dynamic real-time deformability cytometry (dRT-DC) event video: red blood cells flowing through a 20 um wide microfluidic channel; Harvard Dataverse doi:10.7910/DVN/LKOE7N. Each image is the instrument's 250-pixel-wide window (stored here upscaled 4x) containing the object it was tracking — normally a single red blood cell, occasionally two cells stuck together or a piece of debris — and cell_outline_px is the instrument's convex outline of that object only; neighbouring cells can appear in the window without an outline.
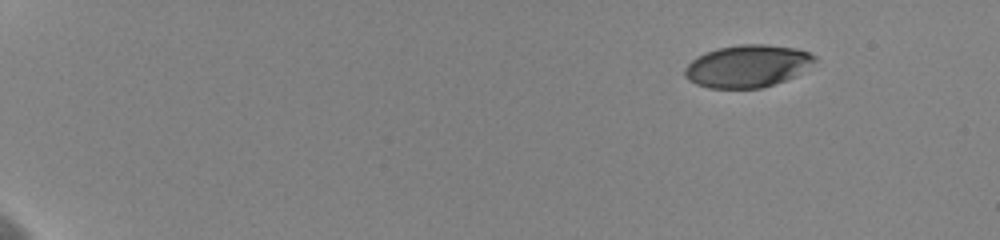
{"species": "human", "species_latin": "Homo sapiens", "temperature_condition": "cold", "stored_images_in_passage": 19, "camera_frame_rate_fps": 3000, "um_per_image_px": 0.085, "donor": {"sex": "female"}, "frame": {"image": 1, "passage_image": 2, "time_ms": 0.667, "image_size_px": [1000, 240], "cell_outline_px": [[816, 60], [796, 76], [760, 88], [708, 88], [696, 84], [688, 80], [684, 76], [684, 68], [692, 60], [716, 48], [740, 44], [764, 44], [796, 48], [808, 52], [816, 56]], "centroid_in_image_um": [63.52, 5.62], "position_along_channel_um": 21.5, "area_um2": 31.91}}
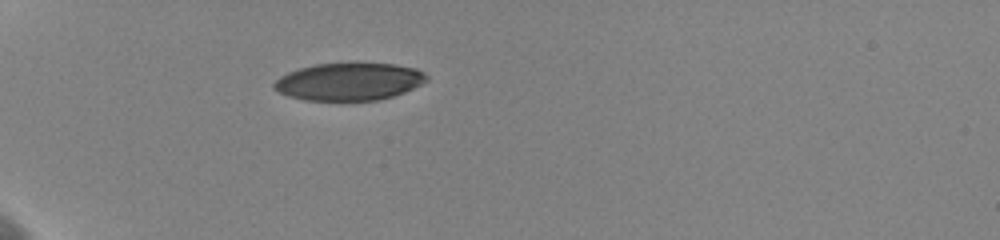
{"frame": {"image": 2, "passage_image": 8, "time_ms": 5.0, "image_size_px": [1000, 240], "cell_outline_px": [[428, 80], [404, 92], [392, 96], [376, 100], [304, 100], [288, 96], [272, 88], [272, 84], [280, 76], [288, 72], [300, 68], [316, 64], [392, 64], [416, 68], [424, 72], [428, 76]], "centroid_in_image_um": [29.65, 6.94], "position_along_channel_um": 55.3, "area_um2": 33.0}}
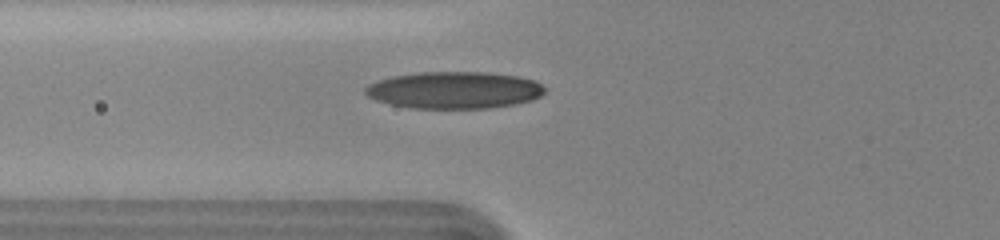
{"frame": {"image": 3, "passage_image": 11, "time_ms": 6.667, "image_size_px": [1000, 240], "cell_outline_px": [[544, 92], [540, 96], [532, 100], [516, 104], [488, 108], [412, 108], [392, 104], [376, 100], [368, 96], [364, 92], [364, 88], [368, 84], [392, 76], [420, 72], [488, 72], [516, 76], [536, 80], [544, 88]], "centroid_in_image_um": [38.62, 7.65], "position_along_channel_um": 87.2, "area_um2": 38.61}}